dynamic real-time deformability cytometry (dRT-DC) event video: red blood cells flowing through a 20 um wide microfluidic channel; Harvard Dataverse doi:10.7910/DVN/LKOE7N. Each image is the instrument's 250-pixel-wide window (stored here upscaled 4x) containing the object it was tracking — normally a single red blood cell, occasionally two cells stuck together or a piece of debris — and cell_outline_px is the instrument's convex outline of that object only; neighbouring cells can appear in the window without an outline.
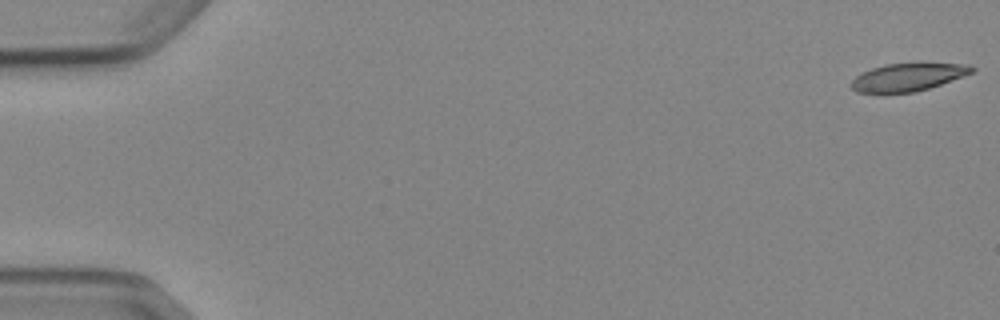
{"species": "Egyptian fruit bat (a non-hibernating species)", "species_latin": "Rousettus aegyptiacus", "temperature_condition": "cold", "stored_images_in_passage": 53, "camera_frame_rate_fps": 3000, "um_per_image_px": 0.085, "animal": {"sex": "female"}, "frame": {"image": 1, "passage_image": 1, "time_ms": 0.0, "image_size_px": [1000, 320], "cell_outline_px": [[976, 68], [972, 72], [964, 76], [916, 92], [856, 92], [852, 88], [852, 80], [860, 72], [884, 64], [968, 64]], "centroid_in_image_um": [77.16, 6.55], "position_along_channel_um": 7.8, "area_um2": 19.07}}
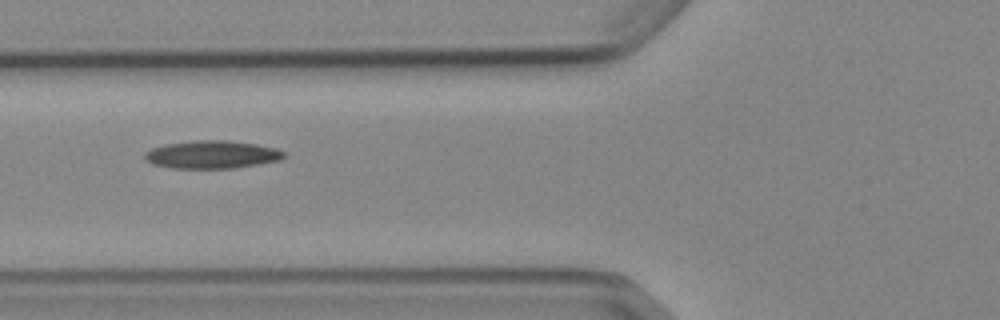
{"frame": {"image": 2, "passage_image": 21, "time_ms": 6.667, "image_size_px": [1000, 320], "cell_outline_px": [[288, 156], [280, 160], [260, 164], [236, 168], [172, 168], [152, 164], [144, 160], [144, 152], [152, 148], [164, 144], [196, 140], [228, 140], [256, 144], [276, 148], [284, 152]], "centroid_in_image_um": [18.02, 13.14], "position_along_channel_um": 107.8, "area_um2": 22.89}}
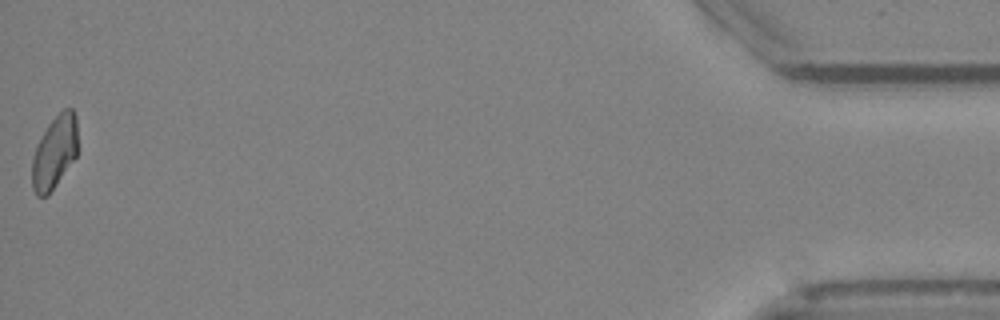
{"frame": {"image": 3, "passage_image": 53, "time_ms": 17.333, "image_size_px": [1000, 320], "cell_outline_px": [[76, 156], [48, 196], [36, 196], [32, 188], [32, 156], [36, 144], [48, 124], [64, 108], [72, 108], [76, 116]], "centroid_in_image_um": [4.6, 12.95], "position_along_channel_um": 430.6, "area_um2": 19.31}, "authors_computed_cell_mechanics": {"area_um2": 21.3282, "velocity_mm_per_s": 3.8928, "shape_relaxation_time_tau1_ms": null, "shape_relaxation_time_tau2_ms": 10.1604, "deformation_change_tau1": null, "deformation_change_tau2": 0.2114}}